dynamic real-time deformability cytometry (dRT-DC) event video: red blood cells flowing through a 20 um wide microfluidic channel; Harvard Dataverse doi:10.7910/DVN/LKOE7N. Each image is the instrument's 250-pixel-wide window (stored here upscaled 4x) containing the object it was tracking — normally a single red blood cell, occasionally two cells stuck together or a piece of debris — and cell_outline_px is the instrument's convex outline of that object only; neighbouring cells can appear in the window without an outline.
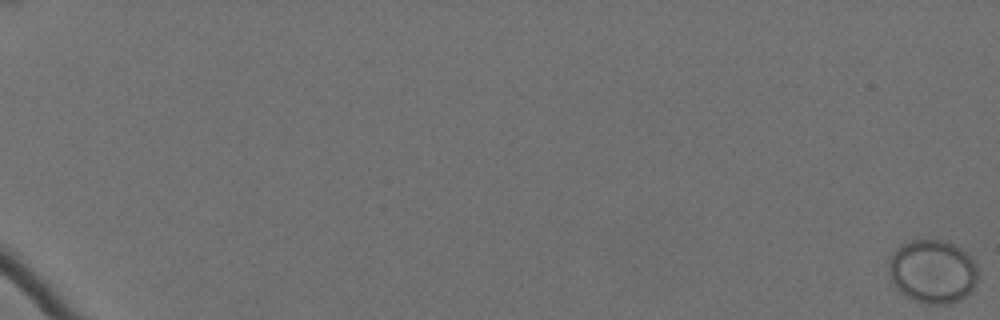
{"species": "Egyptian fruit bat (a non-hibernating species)", "species_latin": "Rousettus aegyptiacus", "temperature_condition": "cold", "stored_images_in_passage": 64, "camera_frame_rate_fps": 3000, "um_per_image_px": 0.085, "animal": {"sex": "female"}, "frame": {"image": 1, "passage_image": 1, "time_ms": 0.0, "image_size_px": [1000, 320], "cell_outline_px": [[976, 284], [960, 300], [948, 304], [928, 304], [916, 300], [908, 296], [896, 288], [892, 280], [888, 264], [896, 248], [912, 240], [940, 240], [952, 244], [968, 252], [976, 268]], "centroid_in_image_um": [79.27, 23.07], "position_along_channel_um": 5.7, "area_um2": 32.43}}
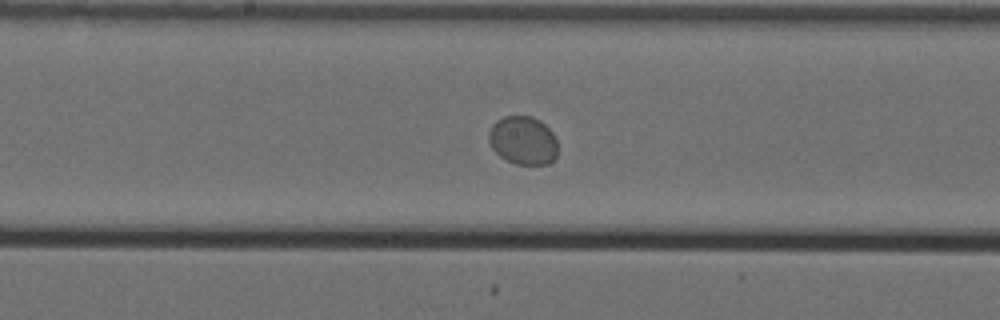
{"frame": {"image": 2, "passage_image": 39, "time_ms": 12.667, "image_size_px": [1000, 320], "cell_outline_px": [[556, 156], [548, 164], [516, 164], [500, 156], [492, 148], [488, 140], [488, 132], [492, 124], [496, 120], [504, 116], [532, 116], [540, 120], [552, 132], [556, 140]], "centroid_in_image_um": [44.43, 11.92], "position_along_channel_um": 203.8, "area_um2": 19.42}}
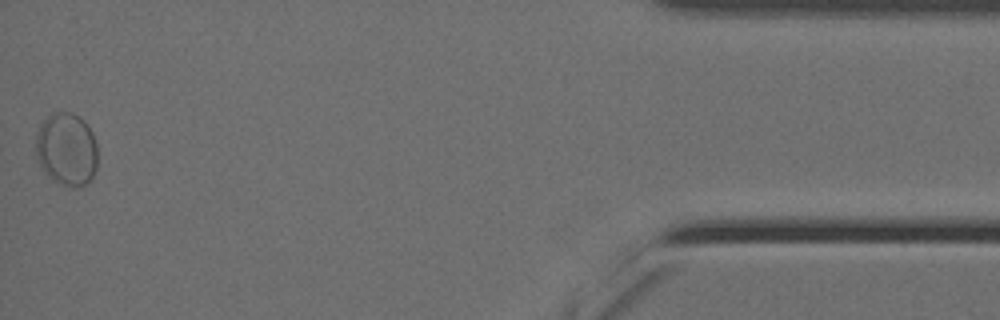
{"frame": {"image": 3, "passage_image": 64, "time_ms": 21.0, "image_size_px": [1000, 320], "cell_outline_px": [[96, 168], [92, 176], [84, 184], [56, 184], [44, 172], [36, 156], [36, 132], [40, 124], [52, 112], [72, 112], [80, 116], [84, 120], [92, 132], [96, 144]], "centroid_in_image_um": [5.63, 12.63], "position_along_channel_um": 429.6, "area_um2": 26.13}}